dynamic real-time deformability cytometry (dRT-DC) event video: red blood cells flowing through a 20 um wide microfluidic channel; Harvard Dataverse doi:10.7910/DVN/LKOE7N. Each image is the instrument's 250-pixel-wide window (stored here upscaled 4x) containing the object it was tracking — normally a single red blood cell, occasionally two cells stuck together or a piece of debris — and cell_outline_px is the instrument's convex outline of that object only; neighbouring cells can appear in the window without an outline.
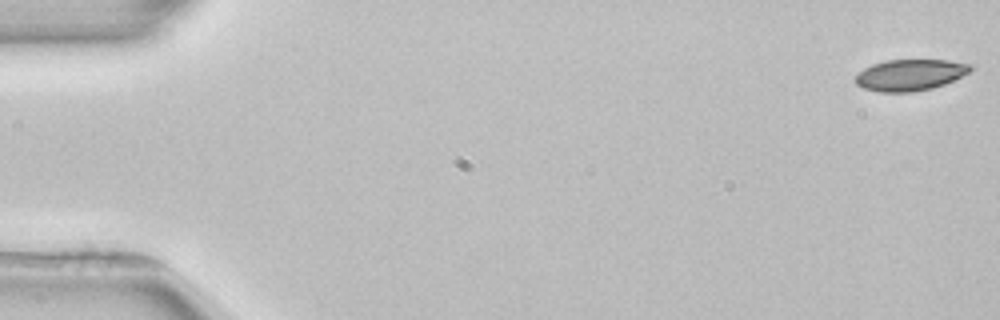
{"species": "common noctule bat (a hibernating species)", "species_latin": "Nyctalus noctula", "temperature_condition": "room temperature", "stored_images_in_passage": 5, "segment_of_instrument_passage": [1, 2], "camera_frame_rate_fps": 3000, "um_per_image_px": 0.085, "animal": {"sex": "female", "body_mass_g": 22.7, "forearm_length_mm": 54.2}, "frame": {"image": 1, "passage_image": 1, "time_ms": 0.0, "image_size_px": [1000, 320], "cell_outline_px": [[972, 68], [968, 72], [944, 84], [932, 88], [912, 92], [876, 92], [864, 88], [856, 84], [852, 80], [864, 68], [872, 64], [884, 60], [948, 60], [972, 64]], "centroid_in_image_um": [77.31, 6.37], "position_along_channel_um": 7.7, "area_um2": 20.98}}
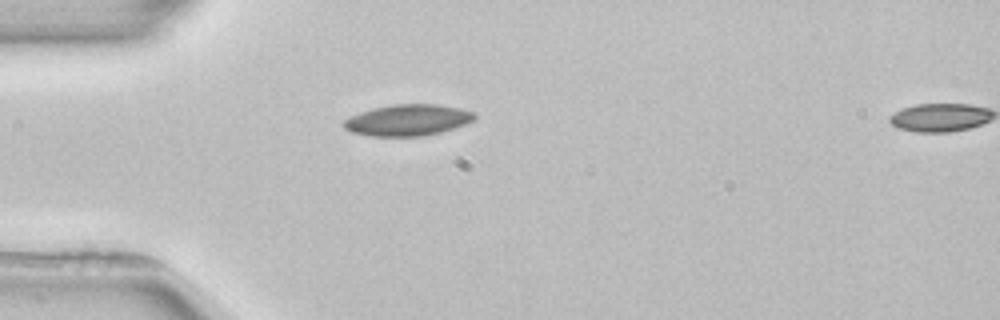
{"frame": {"image": 2, "passage_image": 4, "time_ms": 4.667, "image_size_px": [1000, 320], "cell_outline_px": [[476, 116], [472, 120], [464, 124], [440, 132], [424, 136], [372, 136], [352, 132], [344, 128], [340, 124], [344, 120], [360, 112], [372, 108], [392, 104], [436, 104], [460, 108], [476, 112]], "centroid_in_image_um": [34.64, 10.2], "position_along_channel_um": 50.4, "area_um2": 23.81}}